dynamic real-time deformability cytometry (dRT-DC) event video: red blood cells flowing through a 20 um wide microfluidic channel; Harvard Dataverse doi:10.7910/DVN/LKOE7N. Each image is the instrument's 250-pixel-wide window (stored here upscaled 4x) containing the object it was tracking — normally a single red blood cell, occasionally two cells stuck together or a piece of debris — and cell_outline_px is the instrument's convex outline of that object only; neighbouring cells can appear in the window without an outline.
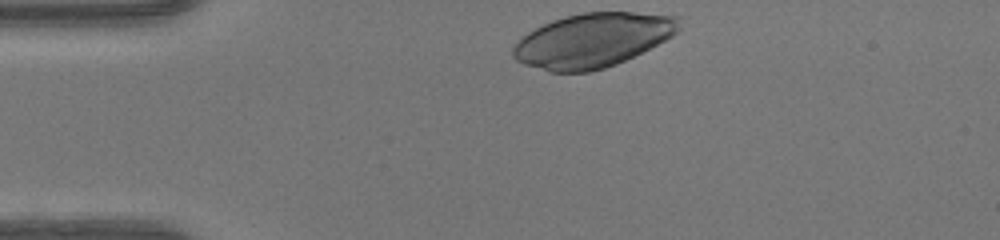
{"species": "human", "species_latin": "Homo sapiens", "temperature_condition": "warm", "stored_images_in_passage": 30, "camera_frame_rate_fps": 3000, "um_per_image_px": 0.085, "donor": {"sex": "female"}, "frame": {"image": 1, "passage_image": 1, "time_ms": 0.0, "image_size_px": [1000, 240], "cell_outline_px": [[680, 28], [672, 36], [616, 64], [604, 68], [588, 72], [548, 72], [524, 64], [516, 60], [512, 56], [512, 48], [528, 32], [552, 20], [564, 16], [584, 12], [632, 12], [676, 16]], "centroid_in_image_um": [50.33, 3.42], "position_along_channel_um": 34.7, "area_um2": 51.79}}
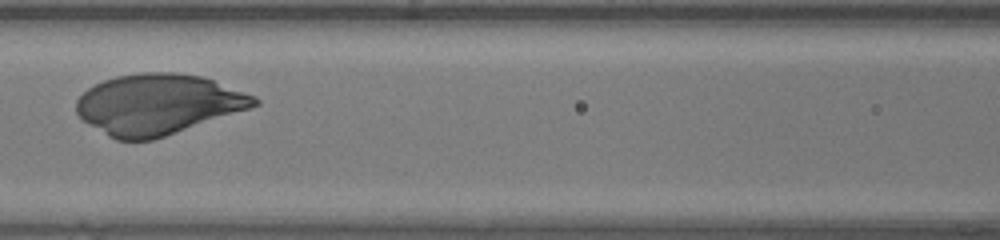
{"frame": {"image": 2, "passage_image": 13, "time_ms": 4.0, "image_size_px": [1000, 240], "cell_outline_px": [[260, 104], [152, 140], [116, 140], [108, 136], [84, 120], [76, 112], [76, 100], [88, 88], [104, 80], [116, 76], [140, 72], [176, 72], [200, 76], [212, 80], [256, 96], [260, 100]], "centroid_in_image_um": [13.4, 8.85], "position_along_channel_um": 153.2, "area_um2": 61.9}}
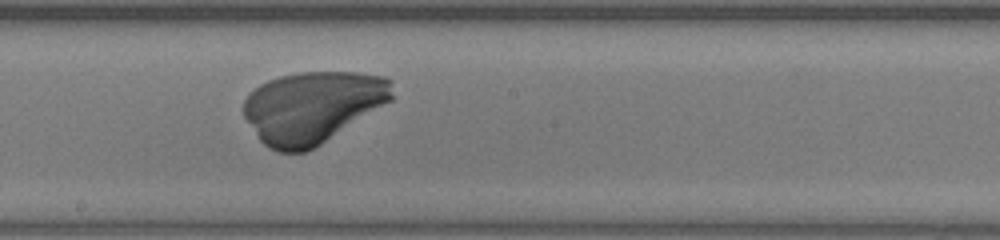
{"frame": {"image": 3, "passage_image": 18, "time_ms": 5.667, "image_size_px": [1000, 240], "cell_outline_px": [[392, 100], [320, 144], [304, 152], [280, 152], [268, 148], [260, 140], [244, 116], [244, 100], [260, 84], [268, 80], [280, 76], [300, 72], [356, 72], [388, 76], [392, 80]], "centroid_in_image_um": [26.58, 9.08], "position_along_channel_um": 221.6, "area_um2": 61.73}}